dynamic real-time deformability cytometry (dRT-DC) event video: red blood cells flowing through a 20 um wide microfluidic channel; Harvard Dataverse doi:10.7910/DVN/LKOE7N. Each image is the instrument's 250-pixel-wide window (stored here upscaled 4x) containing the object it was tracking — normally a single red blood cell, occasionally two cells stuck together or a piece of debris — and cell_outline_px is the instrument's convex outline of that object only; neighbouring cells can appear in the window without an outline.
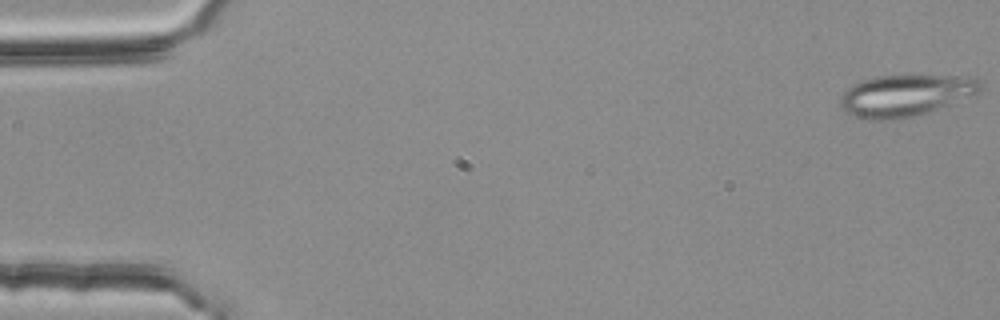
{"species": "common noctule bat (a hibernating species)", "species_latin": "Nyctalus noctula", "temperature_condition": "room temperature", "stored_images_in_passage": 4, "camera_frame_rate_fps": 3000, "um_per_image_px": 0.085, "animal": {"sex": "female", "body_mass_g": 25.1}, "frame": {"image": 1, "passage_image": 1, "time_ms": 0.0, "image_size_px": [1000, 320], "cell_outline_px": [[984, 88], [976, 96], [924, 112], [908, 116], [872, 120], [868, 120], [856, 116], [848, 112], [840, 104], [840, 96], [852, 84], [860, 80], [876, 76], [976, 76], [984, 84]], "centroid_in_image_um": [77.05, 8.07], "position_along_channel_um": 8.0, "area_um2": 33.7}}